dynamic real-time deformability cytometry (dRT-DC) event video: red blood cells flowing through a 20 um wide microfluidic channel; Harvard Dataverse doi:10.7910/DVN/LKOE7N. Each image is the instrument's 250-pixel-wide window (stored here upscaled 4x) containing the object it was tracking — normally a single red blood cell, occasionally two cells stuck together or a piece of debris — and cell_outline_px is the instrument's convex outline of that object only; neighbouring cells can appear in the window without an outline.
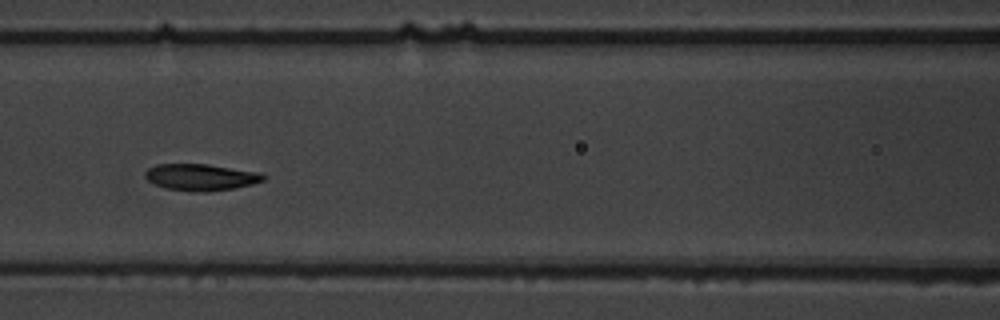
{"species": "common noctule bat (a hibernating species)", "species_latin": "Nyctalus noctula", "temperature_condition": "warm", "stored_images_in_passage": 9, "camera_frame_rate_fps": 3000, "um_per_image_px": 0.085, "animal": {"sex": "male", "body_mass_g": 19.5, "forearm_length_mm": 54.6}, "frame": {"image": 1, "passage_image": 6, "time_ms": 5.667, "image_size_px": [1000, 320], "cell_outline_px": [[268, 176], [264, 180], [252, 184], [232, 188], [208, 192], [192, 192], [164, 188], [148, 180], [144, 176], [144, 172], [148, 168], [156, 164], [208, 164], [260, 172]], "centroid_in_image_um": [17.07, 15.06], "position_along_channel_um": 149.5, "area_um2": 18.5}}
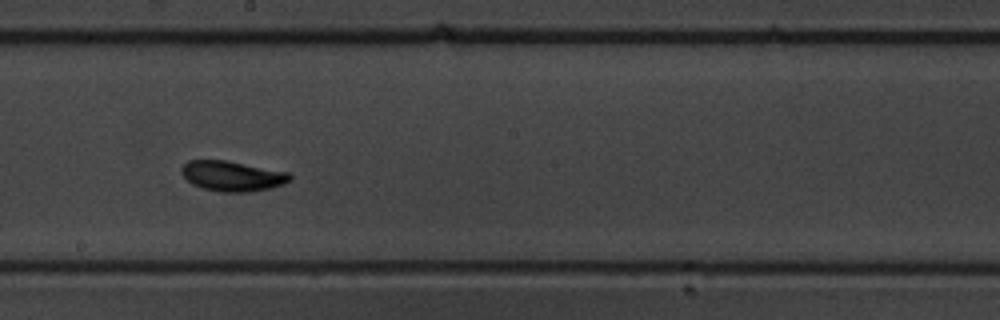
{"frame": {"image": 2, "passage_image": 8, "time_ms": 8.0, "image_size_px": [1000, 320], "cell_outline_px": [[292, 180], [284, 184], [252, 192], [220, 192], [200, 188], [192, 184], [180, 172], [180, 168], [188, 160], [224, 160], [288, 172], [292, 176]], "centroid_in_image_um": [19.73, 14.97], "position_along_channel_um": 228.5, "area_um2": 19.13}}
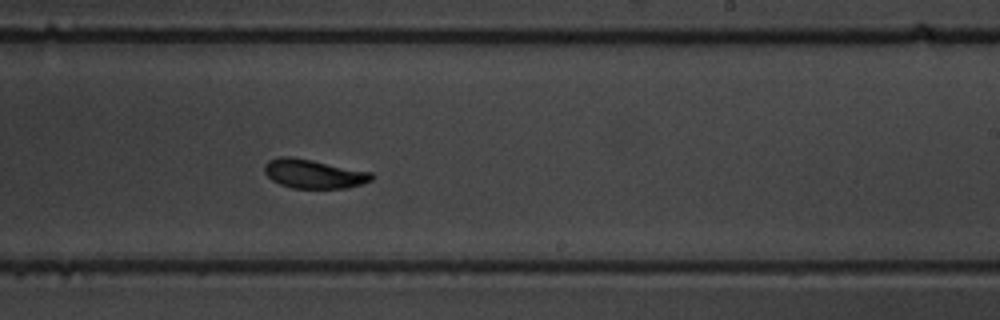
{"frame": {"image": 3, "passage_image": 9, "time_ms": 9.0, "image_size_px": [1000, 320], "cell_outline_px": [[372, 180], [348, 188], [292, 188], [280, 184], [272, 180], [264, 172], [264, 164], [268, 160], [280, 156], [288, 156], [312, 160], [372, 172]], "centroid_in_image_um": [26.63, 14.77], "position_along_channel_um": 262.4, "area_um2": 18.03}}